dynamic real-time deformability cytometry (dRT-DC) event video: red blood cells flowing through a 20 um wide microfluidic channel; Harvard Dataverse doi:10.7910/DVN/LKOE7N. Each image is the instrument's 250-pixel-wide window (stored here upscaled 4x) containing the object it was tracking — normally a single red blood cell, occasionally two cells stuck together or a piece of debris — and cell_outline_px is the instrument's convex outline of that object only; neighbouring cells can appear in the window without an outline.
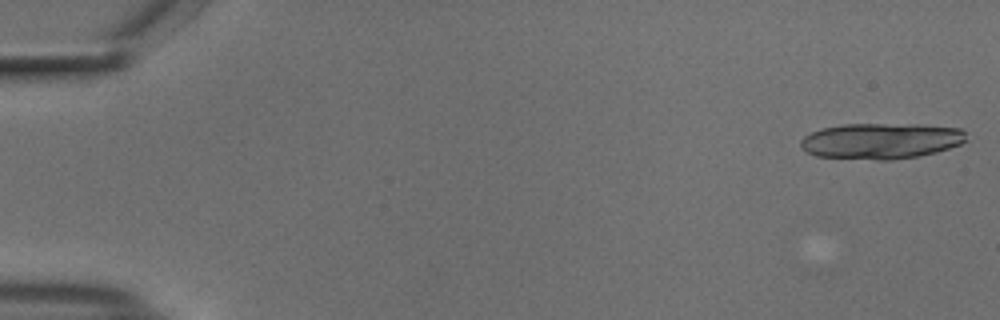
{"species": "common noctule bat (a hibernating species)", "species_latin": "Nyctalus noctula", "temperature_condition": "cold", "stored_images_in_passage": 13, "camera_frame_rate_fps": 3000, "um_per_image_px": 0.085, "animal": {"sex": "male", "body_mass_g": 18.8}, "frame": {"image": 1, "passage_image": 1, "time_ms": 0.0, "image_size_px": [1000, 320], "cell_outline_px": [[964, 140], [960, 144], [936, 152], [920, 156], [892, 160], [876, 160], [816, 156], [808, 152], [800, 144], [800, 140], [804, 136], [812, 132], [824, 128], [844, 124], [920, 124], [960, 128], [964, 132]], "centroid_in_image_um": [74.88, 11.98], "position_along_channel_um": 10.1, "area_um2": 34.51}}